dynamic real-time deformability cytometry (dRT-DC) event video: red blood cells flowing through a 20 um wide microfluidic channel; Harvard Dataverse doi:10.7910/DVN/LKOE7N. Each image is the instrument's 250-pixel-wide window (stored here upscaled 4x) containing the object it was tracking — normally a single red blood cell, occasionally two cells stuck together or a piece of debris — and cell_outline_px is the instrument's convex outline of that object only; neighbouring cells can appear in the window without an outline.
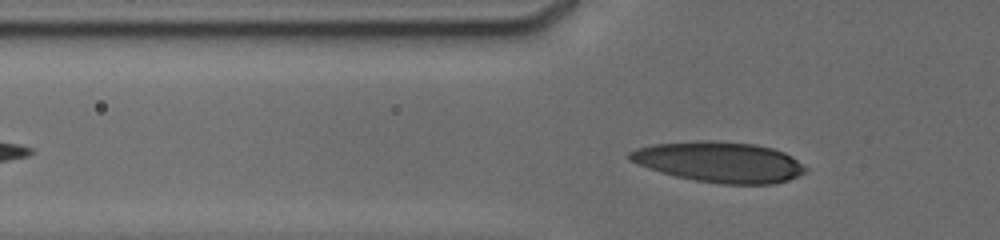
{"species": "human", "species_latin": "Homo sapiens", "temperature_condition": "cold", "stored_images_in_passage": 18, "camera_frame_rate_fps": 3000, "um_per_image_px": 0.085, "donor": {"sex": "male"}, "frame": {"image": 1, "passage_image": 3, "time_ms": 0.667, "image_size_px": [1000, 240], "cell_outline_px": [[808, 168], [804, 172], [788, 180], [772, 184], [720, 184], [696, 180], [676, 176], [648, 168], [628, 160], [628, 152], [636, 148], [652, 144], [696, 140], [708, 140], [756, 144], [772, 148], [784, 152], [792, 156]], "centroid_in_image_um": [61.13, 13.76], "position_along_channel_um": 64.7, "area_um2": 41.62}}
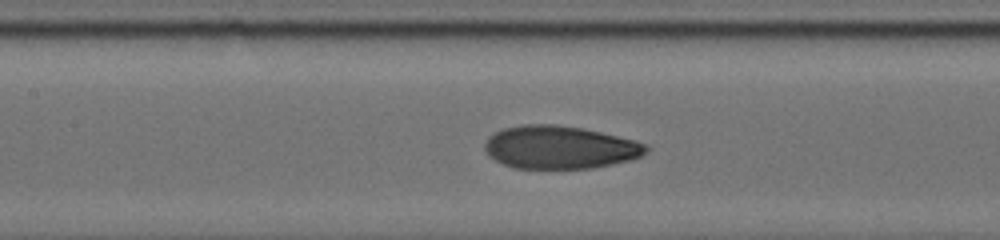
{"frame": {"image": 2, "passage_image": 9, "time_ms": 3.333, "image_size_px": [1000, 240], "cell_outline_px": [[652, 148], [648, 152], [632, 160], [592, 168], [512, 168], [488, 156], [484, 148], [484, 144], [488, 136], [504, 128], [524, 124], [552, 124], [584, 128], [636, 140], [648, 144]], "centroid_in_image_um": [47.62, 12.52], "position_along_channel_um": 159.8, "area_um2": 40.75}}
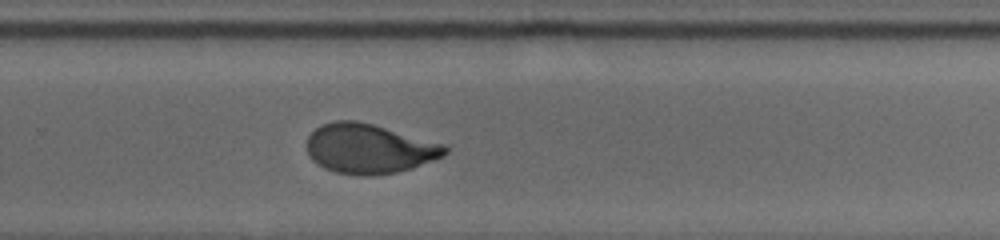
{"frame": {"image": 3, "passage_image": 18, "time_ms": 7.0, "image_size_px": [1000, 240], "cell_outline_px": [[452, 148], [444, 156], [412, 168], [396, 172], [372, 176], [360, 176], [336, 172], [324, 168], [312, 160], [308, 152], [308, 136], [316, 128], [324, 124], [336, 120], [356, 120], [372, 124], [448, 144]], "centroid_in_image_um": [31.44, 12.64], "position_along_channel_um": 298.4, "area_um2": 40.23}}